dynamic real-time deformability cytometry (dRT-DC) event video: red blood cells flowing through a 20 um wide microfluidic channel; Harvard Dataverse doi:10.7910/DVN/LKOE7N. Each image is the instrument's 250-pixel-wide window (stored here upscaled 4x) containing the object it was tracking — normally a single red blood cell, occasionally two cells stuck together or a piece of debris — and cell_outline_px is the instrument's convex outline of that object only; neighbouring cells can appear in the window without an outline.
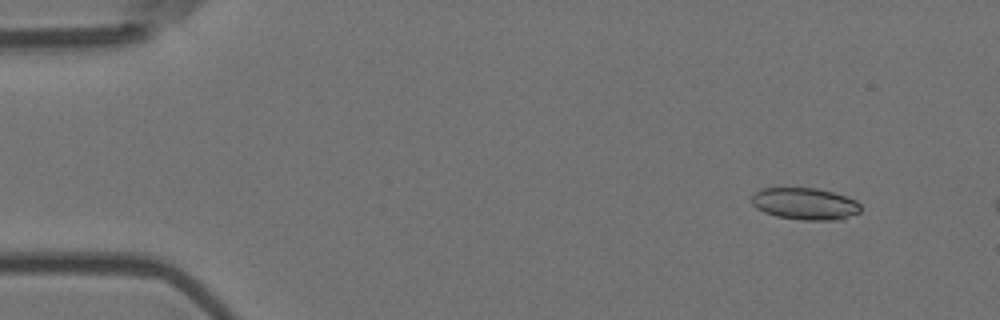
{"species": "Egyptian fruit bat (a non-hibernating species)", "species_latin": "Rousettus aegyptiacus", "temperature_condition": "room temperature", "stored_images_in_passage": 5, "camera_frame_rate_fps": 3000, "um_per_image_px": 0.085, "animal": {"sex": "female"}, "frame": {"image": 1, "passage_image": 2, "time_ms": 0.333, "image_size_px": [1000, 320], "cell_outline_px": [[860, 212], [840, 220], [804, 220], [776, 216], [764, 212], [756, 208], [752, 204], [752, 192], [760, 188], [816, 188], [832, 192], [856, 200], [860, 204]], "centroid_in_image_um": [68.4, 17.32], "position_along_channel_um": 16.6, "area_um2": 20.35}}